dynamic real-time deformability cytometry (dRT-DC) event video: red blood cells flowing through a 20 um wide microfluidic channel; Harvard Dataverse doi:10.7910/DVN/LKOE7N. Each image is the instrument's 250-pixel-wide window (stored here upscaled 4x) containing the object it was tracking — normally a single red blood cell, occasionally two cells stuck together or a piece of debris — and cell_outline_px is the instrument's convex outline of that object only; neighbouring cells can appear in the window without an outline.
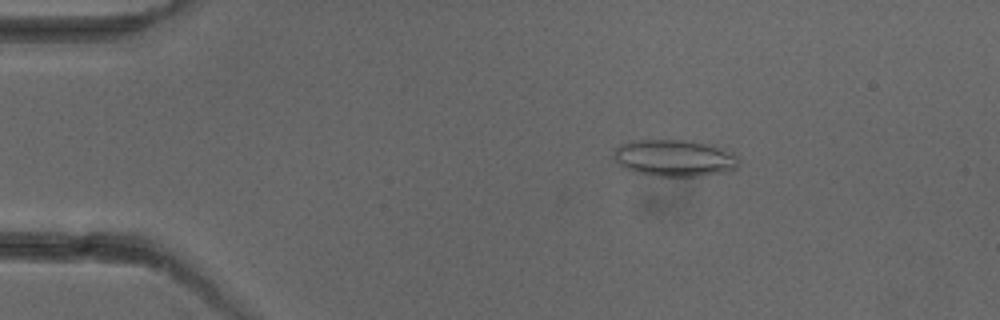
{"species": "common noctule bat (a hibernating species)", "species_latin": "Nyctalus noctula", "temperature_condition": "cold", "stored_images_in_passage": 3, "camera_frame_rate_fps": 3000, "um_per_image_px": 0.085, "animal": {"sex": "female"}, "frame": {"image": 1, "passage_image": 2, "time_ms": 1.0, "image_size_px": [1000, 320], "cell_outline_px": [[740, 164], [736, 168], [728, 172], [700, 176], [652, 176], [632, 172], [624, 168], [612, 156], [612, 152], [620, 144], [632, 140], [692, 140], [716, 144], [736, 156], [740, 160]], "centroid_in_image_um": [57.34, 13.43], "position_along_channel_um": 27.7, "area_um2": 27.46}}